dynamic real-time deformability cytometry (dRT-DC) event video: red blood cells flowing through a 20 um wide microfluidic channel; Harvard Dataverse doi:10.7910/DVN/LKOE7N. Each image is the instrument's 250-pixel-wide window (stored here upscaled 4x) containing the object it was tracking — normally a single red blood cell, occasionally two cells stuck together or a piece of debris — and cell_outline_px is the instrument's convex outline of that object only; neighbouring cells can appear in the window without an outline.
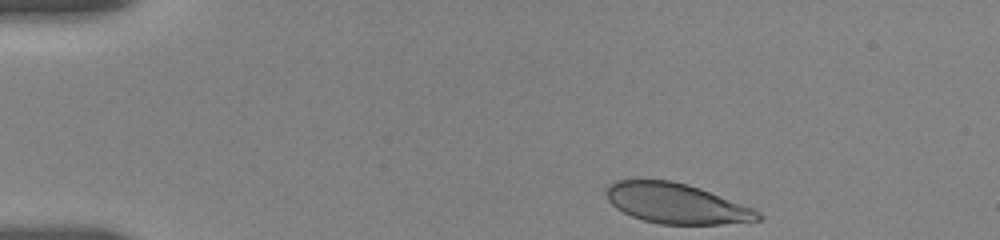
{"species": "human", "species_latin": "Homo sapiens", "temperature_condition": "room temperature", "stored_images_in_passage": 11, "camera_frame_rate_fps": 3000, "um_per_image_px": 0.085, "donor": {"sex": "female"}, "frame": {"image": 1, "passage_image": 1, "time_ms": 0.0, "image_size_px": [1000, 240], "cell_outline_px": [[764, 216], [760, 220], [720, 224], [660, 224], [644, 220], [632, 216], [616, 208], [608, 200], [608, 184], [616, 180], [672, 180], [688, 184], [700, 188], [752, 208], [760, 212]], "centroid_in_image_um": [57.5, 17.29], "position_along_channel_um": 27.5, "area_um2": 35.2}}
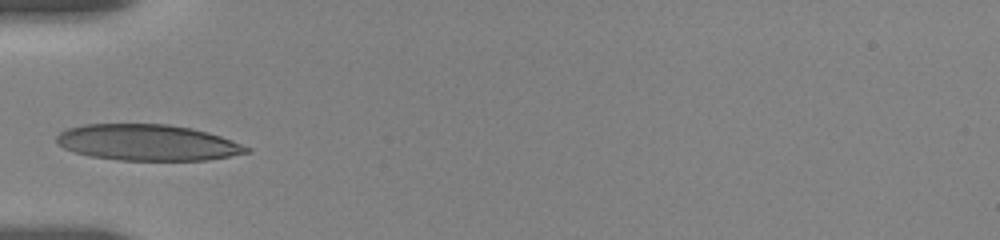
{"frame": {"image": 2, "passage_image": 10, "time_ms": 3.333, "image_size_px": [1000, 240], "cell_outline_px": [[252, 148], [248, 152], [208, 160], [120, 160], [92, 156], [76, 152], [64, 148], [56, 140], [56, 136], [60, 132], [68, 128], [84, 124], [168, 124], [192, 128], [208, 132], [232, 140]], "centroid_in_image_um": [12.55, 12.11], "position_along_channel_um": 72.4, "area_um2": 39.77}}